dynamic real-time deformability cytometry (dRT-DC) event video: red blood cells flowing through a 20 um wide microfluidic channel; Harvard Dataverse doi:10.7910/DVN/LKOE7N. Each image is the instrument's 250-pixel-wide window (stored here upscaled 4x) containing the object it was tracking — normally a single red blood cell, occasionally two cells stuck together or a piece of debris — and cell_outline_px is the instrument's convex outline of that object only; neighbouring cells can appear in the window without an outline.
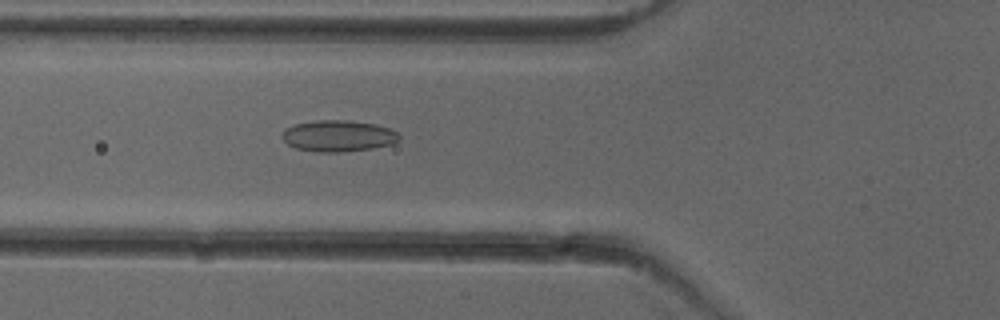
{"species": "common noctule bat (a hibernating species)", "species_latin": "Nyctalus noctula", "temperature_condition": "cold", "stored_images_in_passage": 52, "camera_frame_rate_fps": 3000, "um_per_image_px": 0.085, "animal": {"sex": "female"}, "frame": {"image": 1, "passage_image": 19, "time_ms": 6.0, "image_size_px": [1000, 320], "cell_outline_px": [[400, 136], [392, 144], [372, 148], [344, 152], [320, 152], [296, 148], [288, 144], [280, 136], [288, 128], [296, 124], [316, 120], [348, 120], [376, 124], [388, 128], [396, 132]], "centroid_in_image_um": [28.75, 11.55], "position_along_channel_um": 97.0, "area_um2": 21.15}}
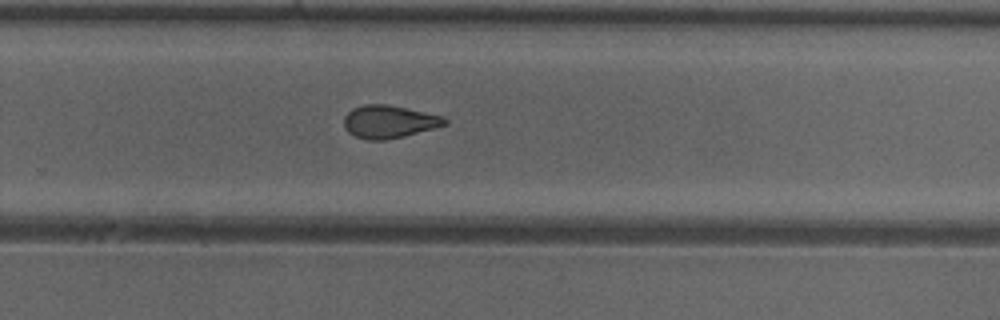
{"frame": {"image": 2, "passage_image": 34, "time_ms": 11.0, "image_size_px": [1000, 320], "cell_outline_px": [[448, 124], [404, 136], [384, 140], [368, 140], [356, 136], [348, 132], [344, 128], [344, 116], [352, 108], [364, 104], [388, 104], [444, 116], [448, 120]], "centroid_in_image_um": [33.06, 10.33], "position_along_channel_um": 296.7, "area_um2": 19.31}}
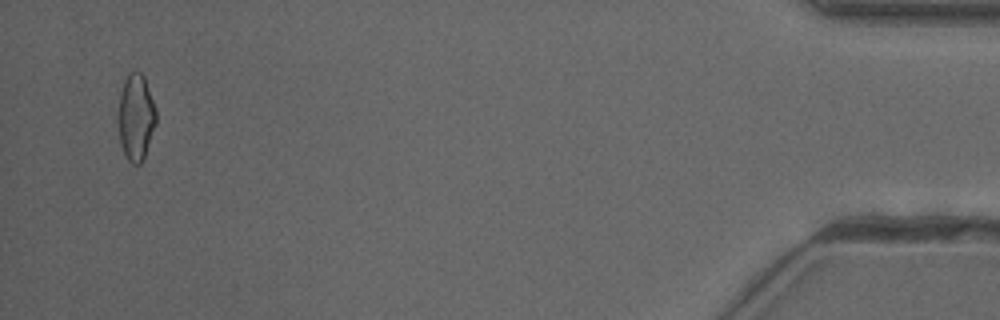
{"frame": {"image": 3, "passage_image": 50, "time_ms": 16.333, "image_size_px": [1000, 320], "cell_outline_px": [[156, 124], [144, 160], [140, 164], [132, 164], [128, 160], [120, 144], [120, 96], [124, 80], [128, 72], [140, 72], [144, 76], [156, 108]], "centroid_in_image_um": [11.59, 9.98], "position_along_channel_um": 423.6, "area_um2": 18.84}, "authors_computed_cell_mechanics": {"area_um2": 19.7965, "velocity_mm_per_s": 3.9837, "shape_relaxation_time_tau1_ms": null, "shape_relaxation_time_tau2_ms": 2.8224, "deformation_change_tau1": null, "deformation_change_tau2": 0.0966}}